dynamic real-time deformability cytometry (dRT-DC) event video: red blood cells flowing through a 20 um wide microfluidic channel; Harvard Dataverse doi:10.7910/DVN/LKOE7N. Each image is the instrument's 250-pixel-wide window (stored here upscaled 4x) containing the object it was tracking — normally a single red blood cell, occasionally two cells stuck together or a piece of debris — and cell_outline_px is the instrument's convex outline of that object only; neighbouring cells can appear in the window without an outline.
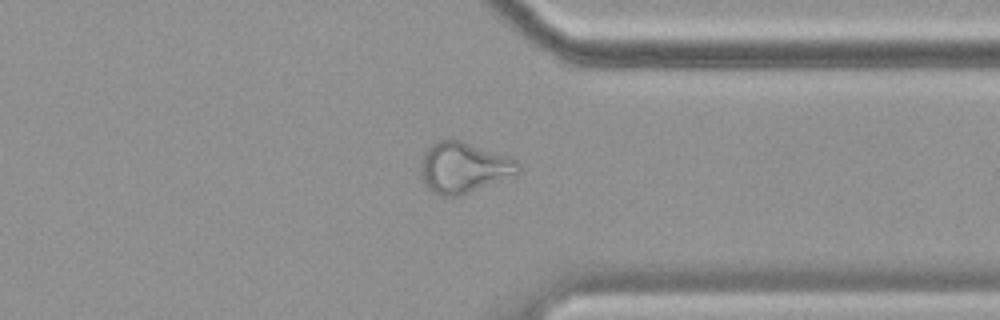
{"species": "common noctule bat (a hibernating species)", "species_latin": "Nyctalus noctula", "temperature_condition": "cold", "stored_images_in_passage": 57, "camera_frame_rate_fps": 3000, "um_per_image_px": 0.085, "animal": {"sex": "female", "body_mass_g": 19.9}, "frame": {"image": 1, "passage_image": 44, "time_ms": 14.333, "image_size_px": [1000, 320], "cell_outline_px": [[520, 172], [460, 196], [440, 196], [432, 192], [428, 188], [420, 172], [420, 164], [424, 152], [436, 140], [460, 140], [508, 156], [516, 160], [520, 164]], "centroid_in_image_um": [39.38, 14.24], "position_along_channel_um": 372.0, "area_um2": 28.55}}
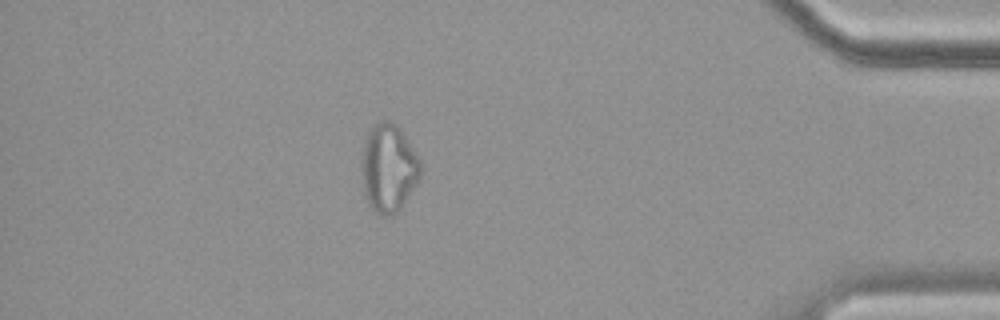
{"frame": {"image": 2, "passage_image": 50, "time_ms": 16.333, "image_size_px": [1000, 320], "cell_outline_px": [[420, 180], [400, 208], [396, 212], [388, 216], [384, 216], [376, 212], [368, 204], [364, 188], [364, 144], [368, 132], [380, 120], [388, 120], [396, 124], [400, 128], [420, 160]], "centroid_in_image_um": [33.07, 14.28], "position_along_channel_um": 402.1, "area_um2": 29.42}, "authors_computed_cell_mechanics": {"area_um2": 29.1312, "velocity_mm_per_s": 3.5176, "shape_relaxation_time_tau1_ms": null, "shape_relaxation_time_tau2_ms": 2.7361, "deformation_change_tau1": null, "deformation_change_tau2": 0.1259}}